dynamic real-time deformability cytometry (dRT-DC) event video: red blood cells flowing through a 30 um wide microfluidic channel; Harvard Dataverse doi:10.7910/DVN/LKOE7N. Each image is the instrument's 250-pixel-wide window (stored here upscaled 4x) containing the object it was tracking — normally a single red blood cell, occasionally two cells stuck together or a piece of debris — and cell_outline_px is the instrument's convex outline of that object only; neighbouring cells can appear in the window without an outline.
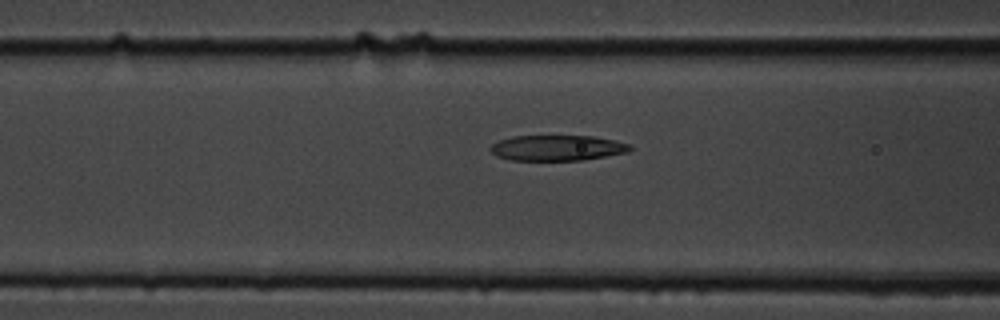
{"species": "common noctule bat (a hibernating species)", "species_latin": "Nyctalus noctula", "temperature_condition": "cold", "stored_images_in_passage": 55, "camera_frame_rate_fps": 3000, "um_per_image_px": 0.085, "animal": {"sex": "male", "body_mass_g": 19.5, "forearm_length_mm": 54.6}, "frame": {"image": 1, "passage_image": 22, "time_ms": 7.0, "image_size_px": [1000, 320], "cell_outline_px": [[632, 148], [628, 152], [580, 160], [508, 160], [496, 156], [488, 148], [492, 144], [500, 140], [512, 136], [592, 136], [612, 140], [628, 144]], "centroid_in_image_um": [47.3, 12.57], "position_along_channel_um": 119.3, "area_um2": 20.58}}
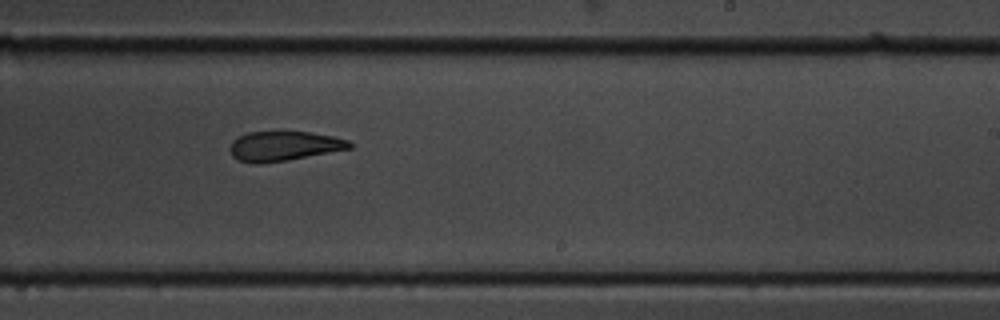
{"frame": {"image": 2, "passage_image": 34, "time_ms": 11.0, "image_size_px": [1000, 320], "cell_outline_px": [[352, 148], [288, 160], [240, 160], [232, 156], [228, 148], [232, 140], [236, 136], [248, 132], [308, 132], [332, 136], [348, 140], [352, 144]], "centroid_in_image_um": [24.15, 12.37], "position_along_channel_um": 264.9, "area_um2": 19.94}}
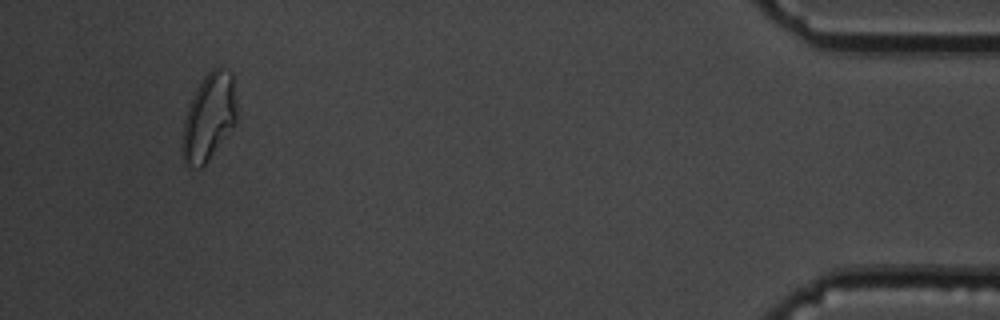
{"frame": {"image": 3, "passage_image": 52, "time_ms": 17.0, "image_size_px": [1000, 320], "cell_outline_px": [[236, 124], [204, 164], [200, 168], [184, 164], [180, 148], [184, 120], [188, 108], [196, 88], [204, 76], [212, 68], [220, 64], [232, 72], [236, 104]], "centroid_in_image_um": [17.75, 9.92], "position_along_channel_um": 417.5, "area_um2": 27.8}, "authors_computed_cell_mechanics": {"area_um2": 22.3686, "velocity_mm_per_s": 3.6438, "shape_relaxation_time_tau1_ms": 4.5872, "shape_relaxation_time_tau2_ms": 2.9823, "deformation_change_tau1": 0.169, "deformation_change_tau2": 0.1219}}